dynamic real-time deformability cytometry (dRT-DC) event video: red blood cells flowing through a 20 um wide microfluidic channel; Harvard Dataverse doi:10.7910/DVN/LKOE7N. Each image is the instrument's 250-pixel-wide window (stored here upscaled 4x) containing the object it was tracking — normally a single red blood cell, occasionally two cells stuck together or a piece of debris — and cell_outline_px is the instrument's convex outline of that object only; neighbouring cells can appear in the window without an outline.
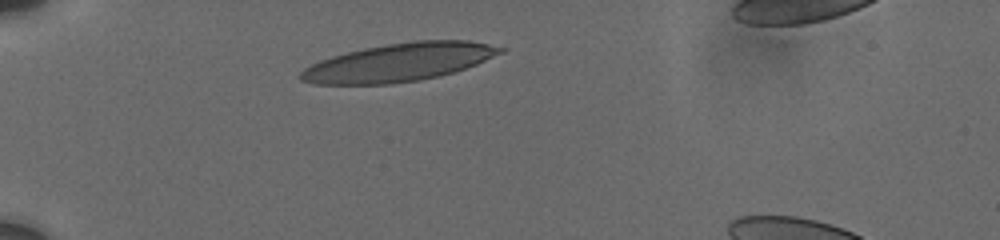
{"species": "human", "species_latin": "Homo sapiens", "temperature_condition": "cold", "stored_images_in_passage": 50, "camera_frame_rate_fps": 3000, "um_per_image_px": 0.085, "donor": {"sex": "male"}, "frame": {"image": 1, "passage_image": 1, "time_ms": 0.0, "image_size_px": [1000, 240], "cell_outline_px": [[508, 48], [504, 52], [476, 64], [440, 76], [420, 80], [392, 84], [312, 84], [300, 80], [296, 76], [304, 68], [320, 60], [332, 56], [364, 48], [388, 44], [416, 40], [468, 40]], "centroid_in_image_um": [33.9, 5.3], "position_along_channel_um": 51.1, "area_um2": 44.33}}
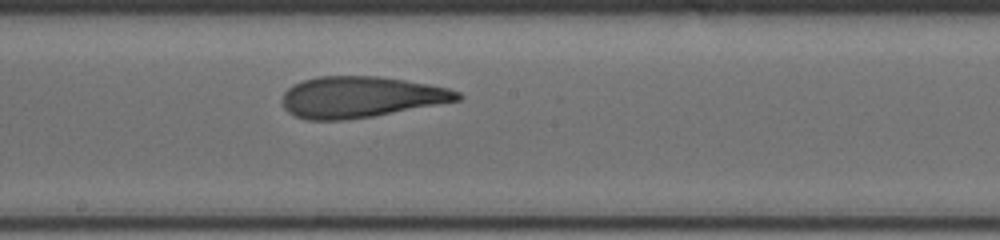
{"frame": {"image": 2, "passage_image": 30, "time_ms": 5.333, "image_size_px": [1000, 240], "cell_outline_px": [[464, 96], [460, 100], [372, 116], [340, 120], [308, 120], [296, 116], [288, 112], [284, 108], [284, 92], [288, 88], [304, 80], [316, 76], [380, 76], [428, 84], [448, 88], [460, 92]], "centroid_in_image_um": [30.67, 8.24], "position_along_channel_um": 217.5, "area_um2": 41.62}}
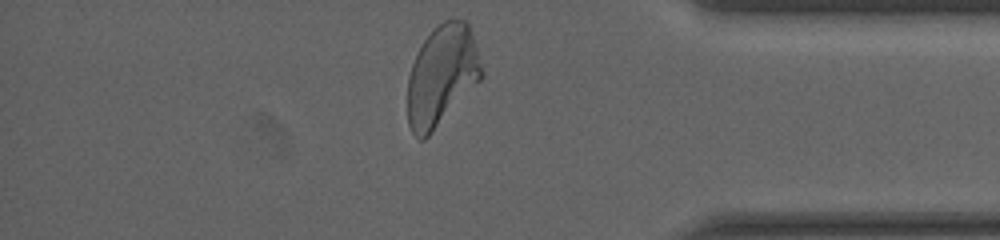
{"frame": {"image": 3, "passage_image": 50, "time_ms": 10.667, "image_size_px": [1000, 240], "cell_outline_px": [[484, 76], [428, 136], [424, 140], [420, 140], [412, 132], [408, 124], [408, 76], [412, 64], [424, 40], [444, 20], [464, 20], [468, 24], [484, 72]], "centroid_in_image_um": [37.55, 6.45], "position_along_channel_um": 397.7, "area_um2": 42.54}, "authors_computed_cell_mechanics": {"area_um2": 42.0784, "velocity_mm_per_s": 3.6965, "shape_relaxation_time_tau1_ms": 6.328, "shape_relaxation_time_tau2_ms": 1.8442, "deformation_change_tau1": 0.2046, "deformation_change_tau2": 0.1064}}